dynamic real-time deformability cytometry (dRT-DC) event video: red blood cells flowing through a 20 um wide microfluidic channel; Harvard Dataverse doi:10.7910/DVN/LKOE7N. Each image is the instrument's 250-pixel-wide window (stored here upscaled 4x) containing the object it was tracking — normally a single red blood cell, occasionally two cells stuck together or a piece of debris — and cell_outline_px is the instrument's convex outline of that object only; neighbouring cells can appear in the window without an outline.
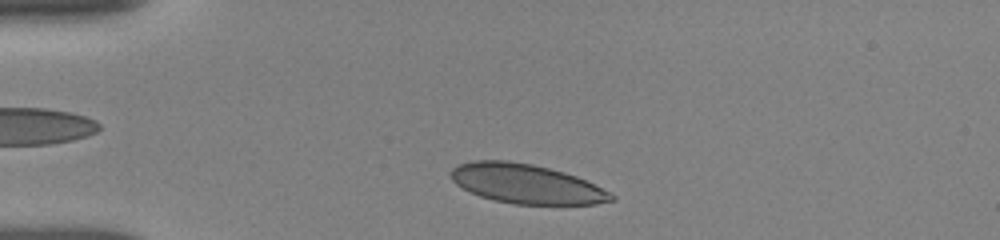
{"species": "human", "species_latin": "Homo sapiens", "temperature_condition": "room temperature", "stored_images_in_passage": 24, "camera_frame_rate_fps": 3000, "um_per_image_px": 0.085, "donor": {"sex": "female"}, "frame": {"image": 1, "passage_image": 3, "time_ms": 0.667, "image_size_px": [1000, 240], "cell_outline_px": [[616, 200], [596, 204], [512, 204], [480, 196], [456, 184], [452, 180], [452, 168], [460, 164], [472, 160], [508, 160], [532, 164], [564, 172], [576, 176], [616, 196]], "centroid_in_image_um": [44.73, 15.62], "position_along_channel_um": 40.3, "area_um2": 36.41}}
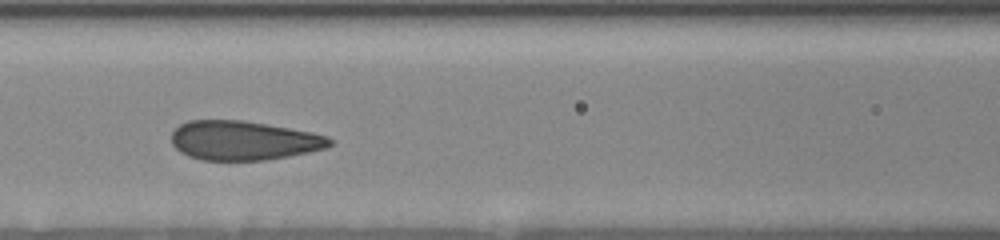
{"frame": {"image": 2, "passage_image": 14, "time_ms": 4.333, "image_size_px": [1000, 240], "cell_outline_px": [[332, 144], [328, 148], [268, 160], [200, 160], [188, 156], [180, 152], [172, 144], [172, 132], [180, 124], [188, 120], [244, 120], [312, 132], [328, 136], [332, 140]], "centroid_in_image_um": [20.7, 11.94], "position_along_channel_um": 145.9, "area_um2": 36.36}}
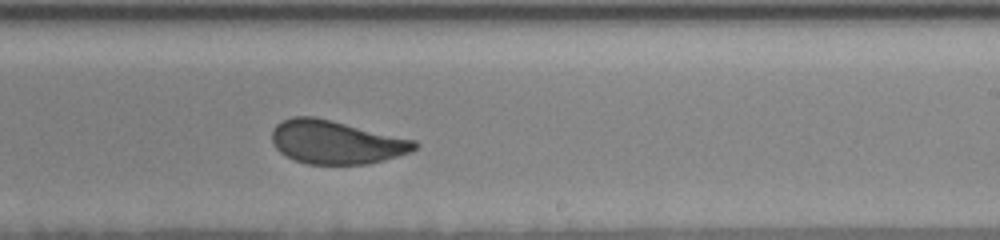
{"frame": {"image": 3, "passage_image": 24, "time_ms": 7.333, "image_size_px": [1000, 240], "cell_outline_px": [[420, 144], [412, 152], [384, 160], [368, 164], [308, 164], [296, 160], [280, 152], [272, 144], [272, 128], [276, 124], [292, 116], [312, 116], [332, 120], [416, 140]], "centroid_in_image_um": [28.58, 12.08], "position_along_channel_um": 260.4, "area_um2": 36.24}}